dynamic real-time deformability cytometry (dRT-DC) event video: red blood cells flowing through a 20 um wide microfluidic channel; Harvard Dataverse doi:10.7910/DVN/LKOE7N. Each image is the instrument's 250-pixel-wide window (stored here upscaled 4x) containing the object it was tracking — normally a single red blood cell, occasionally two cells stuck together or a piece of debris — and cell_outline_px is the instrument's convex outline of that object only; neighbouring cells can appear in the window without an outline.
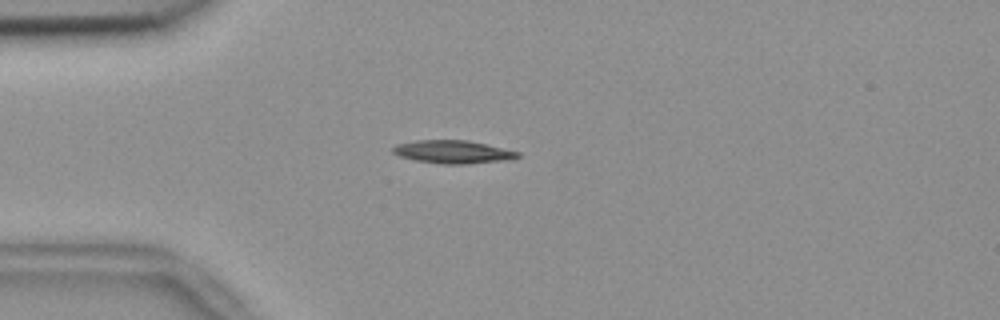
{"species": "common noctule bat (a hibernating species)", "species_latin": "Nyctalus noctula", "temperature_condition": "room temperature", "stored_images_in_passage": 54, "camera_frame_rate_fps": 3000, "um_per_image_px": 0.085, "animal": {"sex": "female", "body_mass_g": 18.4}, "frame": {"image": 1, "passage_image": 14, "time_ms": 4.333, "image_size_px": [1000, 320], "cell_outline_px": [[520, 156], [512, 160], [468, 164], [444, 164], [416, 160], [400, 156], [392, 152], [392, 148], [396, 144], [416, 140], [468, 140], [520, 152]], "centroid_in_image_um": [38.53, 12.91], "position_along_channel_um": 46.5, "area_um2": 16.82}}
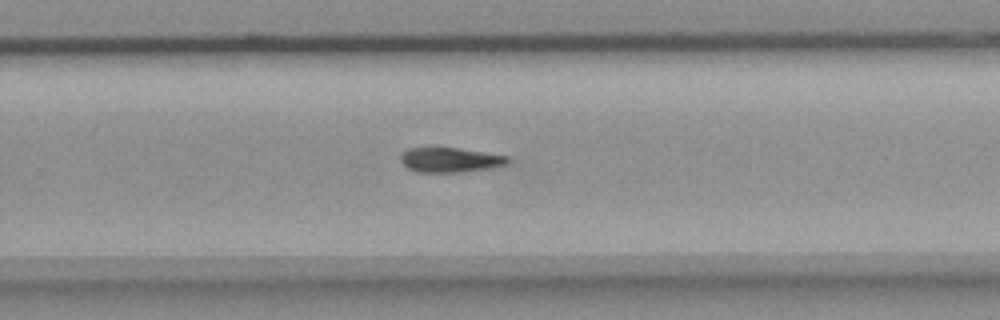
{"frame": {"image": 2, "passage_image": 35, "time_ms": 11.333, "image_size_px": [1000, 320], "cell_outline_px": [[508, 164], [492, 168], [460, 172], [416, 172], [400, 164], [400, 156], [408, 148], [456, 148], [508, 156]], "centroid_in_image_um": [38.23, 13.6], "position_along_channel_um": 291.6, "area_um2": 15.37}}
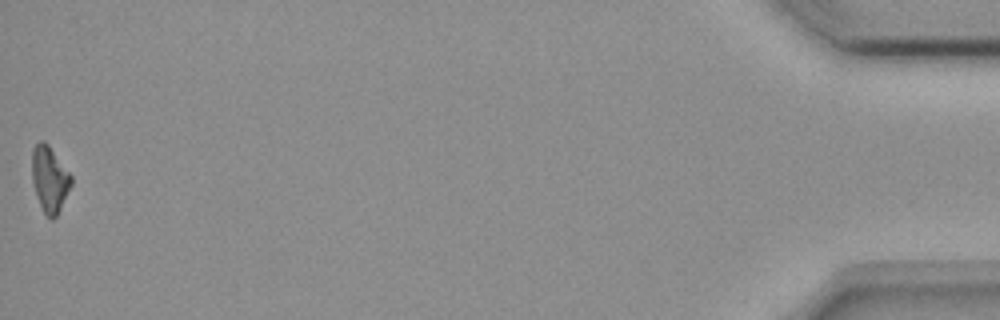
{"frame": {"image": 3, "passage_image": 54, "time_ms": 17.667, "image_size_px": [1000, 320], "cell_outline_px": [[72, 184], [56, 216], [52, 220], [44, 212], [36, 196], [32, 180], [32, 148], [40, 140], [44, 140], [48, 144], [72, 176]], "centroid_in_image_um": [4.21, 15.19], "position_along_channel_um": 431.0, "area_um2": 14.91}, "authors_computed_cell_mechanics": {"area_um2": 16.0106, "velocity_mm_per_s": 3.7429, "shape_relaxation_time_tau1_ms": 3.8112, "shape_relaxation_time_tau2_ms": null, "deformation_change_tau1": 0.1287, "deformation_change_tau2": null}}